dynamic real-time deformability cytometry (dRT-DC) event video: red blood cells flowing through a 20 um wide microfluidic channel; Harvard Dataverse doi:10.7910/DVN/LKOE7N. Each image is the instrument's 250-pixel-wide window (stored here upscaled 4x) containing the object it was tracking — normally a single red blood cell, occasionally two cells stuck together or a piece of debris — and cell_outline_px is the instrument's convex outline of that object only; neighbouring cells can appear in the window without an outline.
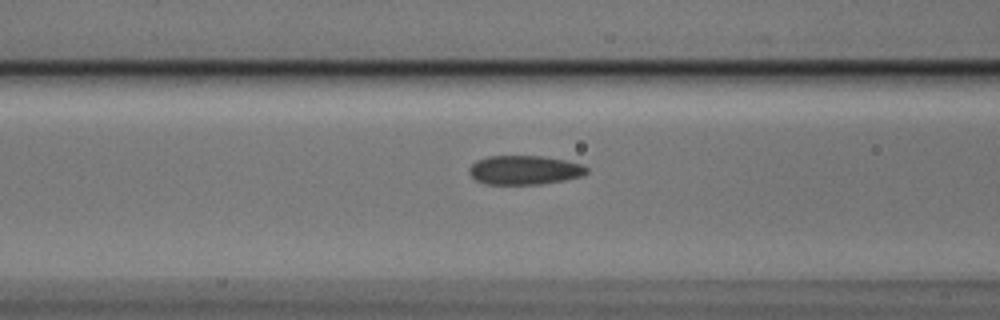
{"species": "Egyptian fruit bat (a non-hibernating species)", "species_latin": "Rousettus aegyptiacus", "temperature_condition": "cold", "stored_images_in_passage": 5, "camera_frame_rate_fps": 3000, "um_per_image_px": 0.085, "animal": {"sex": "male"}, "frame": {"image": 1, "passage_image": 4, "time_ms": 1.0, "image_size_px": [1000, 320], "cell_outline_px": [[588, 172], [580, 176], [564, 180], [540, 184], [484, 184], [476, 180], [468, 172], [468, 168], [476, 160], [488, 156], [540, 156], [564, 160], [580, 164], [588, 168]], "centroid_in_image_um": [44.54, 14.45], "position_along_channel_um": 122.1, "area_um2": 19.83}}